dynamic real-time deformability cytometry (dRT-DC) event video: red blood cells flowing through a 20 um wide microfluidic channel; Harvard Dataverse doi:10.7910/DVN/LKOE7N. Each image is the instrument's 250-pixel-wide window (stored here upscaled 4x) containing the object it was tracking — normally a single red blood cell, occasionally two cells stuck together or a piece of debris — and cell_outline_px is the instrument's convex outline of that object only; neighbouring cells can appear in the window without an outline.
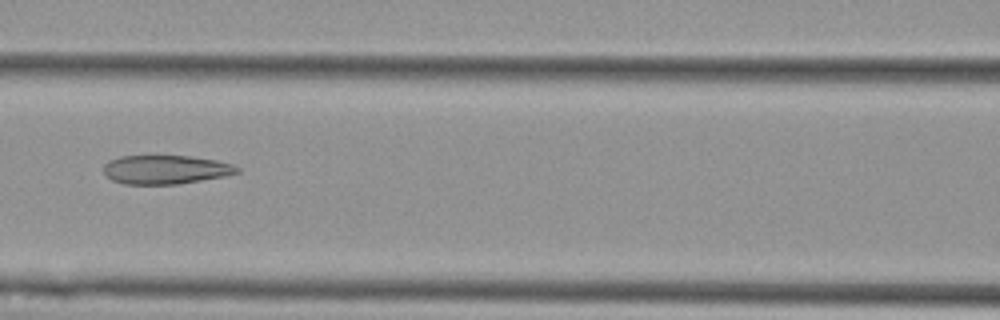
{"species": "Egyptian fruit bat (a non-hibernating species)", "species_latin": "Rousettus aegyptiacus", "temperature_condition": "cold", "stored_images_in_passage": 7, "camera_frame_rate_fps": 3000, "um_per_image_px": 0.085, "animal": {"sex": "female"}, "frame": {"image": 1, "passage_image": 5, "time_ms": 4.667, "image_size_px": [1000, 320], "cell_outline_px": [[240, 172], [224, 176], [176, 184], [124, 184], [112, 180], [104, 172], [104, 164], [108, 160], [120, 156], [188, 156], [216, 160], [232, 164], [240, 168]], "centroid_in_image_um": [14.06, 14.41], "position_along_channel_um": 152.5, "area_um2": 22.31}}
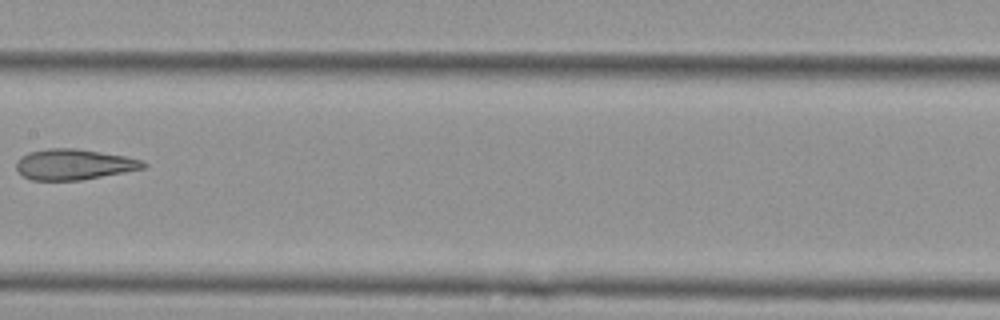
{"frame": {"image": 2, "passage_image": 6, "time_ms": 6.0, "image_size_px": [1000, 320], "cell_outline_px": [[148, 164], [144, 168], [124, 172], [80, 180], [32, 180], [24, 176], [16, 168], [16, 160], [20, 156], [28, 152], [48, 148], [76, 148], [124, 156], [144, 160]], "centroid_in_image_um": [6.27, 13.96], "position_along_channel_um": 201.1, "area_um2": 22.66}}
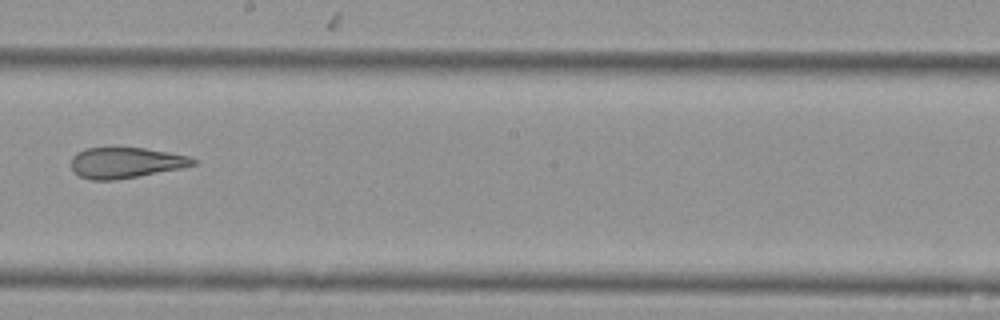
{"frame": {"image": 3, "passage_image": 7, "time_ms": 7.0, "image_size_px": [1000, 320], "cell_outline_px": [[196, 164], [180, 168], [136, 176], [112, 180], [92, 180], [80, 176], [72, 172], [72, 156], [76, 152], [84, 148], [144, 148], [192, 156], [196, 160]], "centroid_in_image_um": [10.66, 13.82], "position_along_channel_um": 237.5, "area_um2": 21.68}}